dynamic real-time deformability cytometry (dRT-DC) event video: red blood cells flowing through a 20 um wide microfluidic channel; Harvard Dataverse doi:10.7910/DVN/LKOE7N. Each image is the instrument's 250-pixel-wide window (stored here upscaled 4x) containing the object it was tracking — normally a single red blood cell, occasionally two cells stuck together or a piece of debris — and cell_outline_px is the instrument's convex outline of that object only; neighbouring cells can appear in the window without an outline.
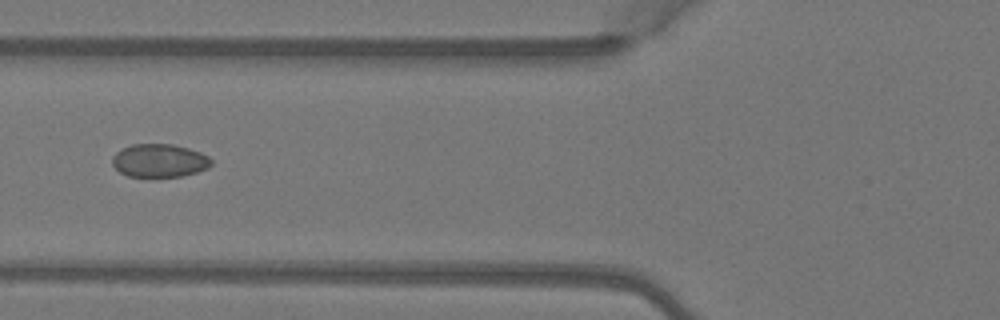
{"species": "Egyptian fruit bat (a non-hibernating species)", "species_latin": "Rousettus aegyptiacus", "temperature_condition": "warm", "stored_images_in_passage": 5, "camera_frame_rate_fps": 3000, "um_per_image_px": 0.085, "animal": {"sex": "female"}, "frame": {"image": 1, "passage_image": 5, "time_ms": 1.333, "image_size_px": [1000, 320], "cell_outline_px": [[212, 164], [208, 168], [196, 172], [180, 176], [128, 176], [120, 172], [112, 164], [112, 156], [116, 152], [132, 144], [172, 144], [188, 148], [200, 152], [208, 156], [212, 160]], "centroid_in_image_um": [13.55, 13.64], "position_along_channel_um": 112.2, "area_um2": 19.02}}